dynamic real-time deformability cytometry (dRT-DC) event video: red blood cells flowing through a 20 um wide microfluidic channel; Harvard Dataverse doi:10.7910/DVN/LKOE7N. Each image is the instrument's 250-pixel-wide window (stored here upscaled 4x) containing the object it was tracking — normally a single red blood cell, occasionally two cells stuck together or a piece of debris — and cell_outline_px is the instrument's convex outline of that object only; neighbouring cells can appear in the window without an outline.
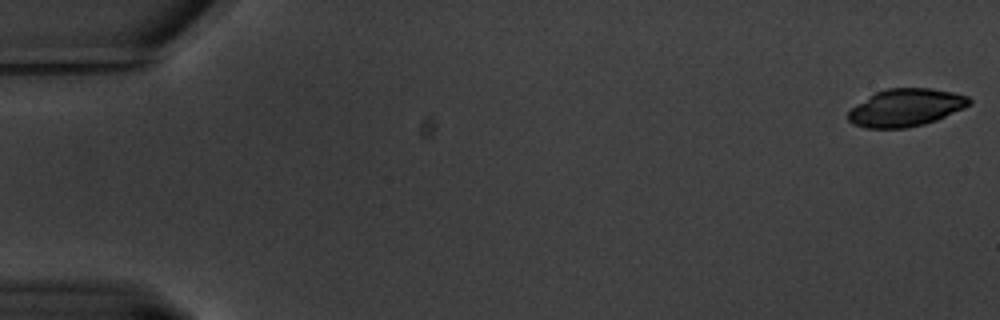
{"species": "common noctule bat (a hibernating species)", "species_latin": "Nyctalus noctula", "temperature_condition": "warm", "stored_images_in_passage": 62, "camera_frame_rate_fps": 3000, "um_per_image_px": 0.085, "animal": {"sex": "male", "body_mass_g": 20.1, "forearm_length_mm": 53.5}, "frame": {"image": 1, "passage_image": 1, "time_ms": 0.0, "image_size_px": [1000, 320], "cell_outline_px": [[972, 104], [964, 108], [936, 120], [924, 124], [904, 128], [864, 128], [852, 124], [848, 120], [848, 112], [856, 104], [876, 92], [888, 88], [932, 88], [952, 92], [968, 96], [972, 100]], "centroid_in_image_um": [77.0, 9.15], "position_along_channel_um": 8.0, "area_um2": 26.53}}
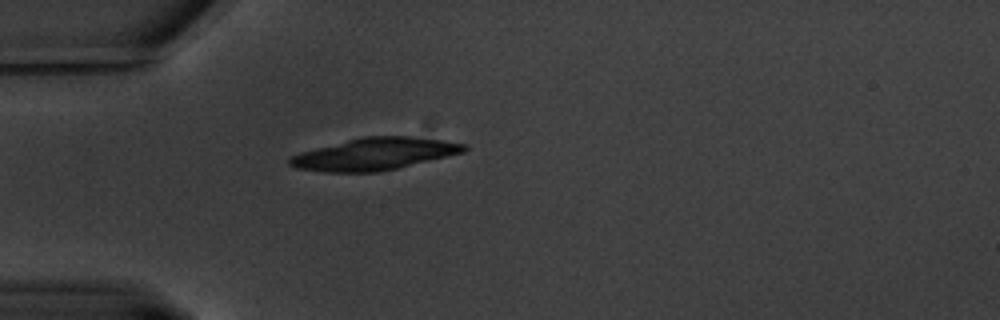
{"frame": {"image": 2, "passage_image": 18, "time_ms": 5.667, "image_size_px": [1000, 320], "cell_outline_px": [[468, 148], [464, 152], [396, 168], [376, 172], [324, 172], [296, 168], [288, 164], [288, 156], [300, 152], [364, 136], [412, 136], [468, 144]], "centroid_in_image_um": [31.8, 13.09], "position_along_channel_um": 53.2, "area_um2": 32.37}}